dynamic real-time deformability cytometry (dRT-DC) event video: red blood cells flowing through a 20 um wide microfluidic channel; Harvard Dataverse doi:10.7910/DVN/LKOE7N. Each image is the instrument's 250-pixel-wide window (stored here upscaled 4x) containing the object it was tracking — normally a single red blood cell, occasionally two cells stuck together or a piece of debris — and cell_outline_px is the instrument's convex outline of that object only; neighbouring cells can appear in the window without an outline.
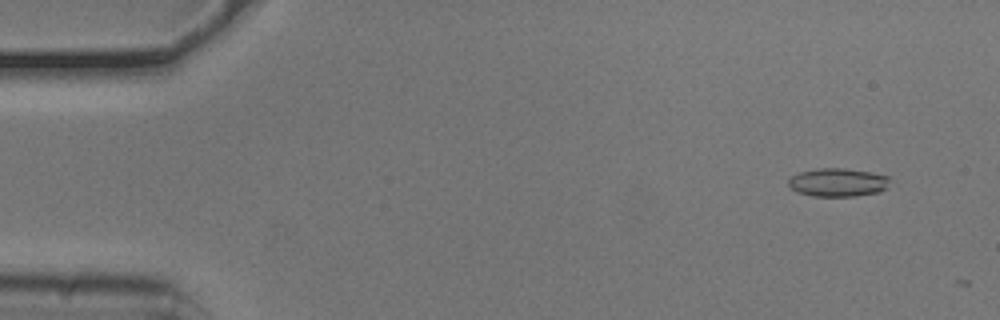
{"species": "common noctule bat (a hibernating species)", "species_latin": "Nyctalus noctula", "temperature_condition": "cold", "stored_images_in_passage": 6, "camera_frame_rate_fps": 3000, "um_per_image_px": 0.085, "animal": {"sex": "male", "body_mass_g": 20.5, "forearm_length_mm": 52.5}, "frame": {"image": 1, "passage_image": 4, "time_ms": 1.0, "image_size_px": [1000, 320], "cell_outline_px": [[888, 188], [880, 192], [856, 196], [812, 196], [796, 192], [788, 184], [788, 180], [792, 176], [800, 172], [816, 168], [844, 168], [872, 172], [888, 176]], "centroid_in_image_um": [71.22, 15.5], "position_along_channel_um": 13.8, "area_um2": 16.88}}